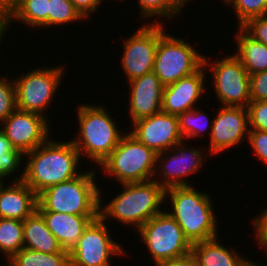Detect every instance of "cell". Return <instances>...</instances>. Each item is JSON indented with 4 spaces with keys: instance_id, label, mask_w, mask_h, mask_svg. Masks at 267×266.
Here are the masks:
<instances>
[{
    "instance_id": "1",
    "label": "cell",
    "mask_w": 267,
    "mask_h": 266,
    "mask_svg": "<svg viewBox=\"0 0 267 266\" xmlns=\"http://www.w3.org/2000/svg\"><path fill=\"white\" fill-rule=\"evenodd\" d=\"M26 163L18 177L37 195L45 189L80 175L78 170L81 156L75 145L69 141H56L49 138L31 152L24 154ZM28 159V160H27Z\"/></svg>"
},
{
    "instance_id": "2",
    "label": "cell",
    "mask_w": 267,
    "mask_h": 266,
    "mask_svg": "<svg viewBox=\"0 0 267 266\" xmlns=\"http://www.w3.org/2000/svg\"><path fill=\"white\" fill-rule=\"evenodd\" d=\"M124 189L105 206L100 189L99 216L104 220H117L122 225L139 229L149 219L161 213L165 203V190L155 181L120 184ZM111 218V219H110Z\"/></svg>"
},
{
    "instance_id": "3",
    "label": "cell",
    "mask_w": 267,
    "mask_h": 266,
    "mask_svg": "<svg viewBox=\"0 0 267 266\" xmlns=\"http://www.w3.org/2000/svg\"><path fill=\"white\" fill-rule=\"evenodd\" d=\"M211 197L208 193L196 190L193 185L165 190V202L170 200L172 206V208L169 206L168 213L181 227L184 236L191 244L210 240L219 235L218 220Z\"/></svg>"
},
{
    "instance_id": "4",
    "label": "cell",
    "mask_w": 267,
    "mask_h": 266,
    "mask_svg": "<svg viewBox=\"0 0 267 266\" xmlns=\"http://www.w3.org/2000/svg\"><path fill=\"white\" fill-rule=\"evenodd\" d=\"M76 108L79 134L71 139L80 156L100 166L124 135L103 105L80 104Z\"/></svg>"
},
{
    "instance_id": "5",
    "label": "cell",
    "mask_w": 267,
    "mask_h": 266,
    "mask_svg": "<svg viewBox=\"0 0 267 266\" xmlns=\"http://www.w3.org/2000/svg\"><path fill=\"white\" fill-rule=\"evenodd\" d=\"M83 172L42 191L38 195L37 211L99 215L100 187L95 182V172L98 171L92 169Z\"/></svg>"
},
{
    "instance_id": "6",
    "label": "cell",
    "mask_w": 267,
    "mask_h": 266,
    "mask_svg": "<svg viewBox=\"0 0 267 266\" xmlns=\"http://www.w3.org/2000/svg\"><path fill=\"white\" fill-rule=\"evenodd\" d=\"M156 157L152 149L130 132H125L118 145L99 166L104 174L120 184L153 180Z\"/></svg>"
},
{
    "instance_id": "7",
    "label": "cell",
    "mask_w": 267,
    "mask_h": 266,
    "mask_svg": "<svg viewBox=\"0 0 267 266\" xmlns=\"http://www.w3.org/2000/svg\"><path fill=\"white\" fill-rule=\"evenodd\" d=\"M203 57L191 43L166 33L165 25L159 23V41L153 72L164 87L195 73L203 65Z\"/></svg>"
},
{
    "instance_id": "8",
    "label": "cell",
    "mask_w": 267,
    "mask_h": 266,
    "mask_svg": "<svg viewBox=\"0 0 267 266\" xmlns=\"http://www.w3.org/2000/svg\"><path fill=\"white\" fill-rule=\"evenodd\" d=\"M143 245L150 252L155 266L165 260L191 252V243L181 227L164 209L138 229Z\"/></svg>"
},
{
    "instance_id": "9",
    "label": "cell",
    "mask_w": 267,
    "mask_h": 266,
    "mask_svg": "<svg viewBox=\"0 0 267 266\" xmlns=\"http://www.w3.org/2000/svg\"><path fill=\"white\" fill-rule=\"evenodd\" d=\"M64 67H40L14 78L16 108L44 116L62 85Z\"/></svg>"
},
{
    "instance_id": "10",
    "label": "cell",
    "mask_w": 267,
    "mask_h": 266,
    "mask_svg": "<svg viewBox=\"0 0 267 266\" xmlns=\"http://www.w3.org/2000/svg\"><path fill=\"white\" fill-rule=\"evenodd\" d=\"M231 55V56H230ZM210 62L205 55L203 65L210 71L216 99L222 106L246 107L250 103V76L233 54ZM209 68V69H207Z\"/></svg>"
},
{
    "instance_id": "11",
    "label": "cell",
    "mask_w": 267,
    "mask_h": 266,
    "mask_svg": "<svg viewBox=\"0 0 267 266\" xmlns=\"http://www.w3.org/2000/svg\"><path fill=\"white\" fill-rule=\"evenodd\" d=\"M108 229L100 216L93 220L69 251L70 266H111L113 256L125 255L122 245L114 242Z\"/></svg>"
},
{
    "instance_id": "12",
    "label": "cell",
    "mask_w": 267,
    "mask_h": 266,
    "mask_svg": "<svg viewBox=\"0 0 267 266\" xmlns=\"http://www.w3.org/2000/svg\"><path fill=\"white\" fill-rule=\"evenodd\" d=\"M184 144L186 141L183 140L172 149L157 154L153 180L164 190L172 187L192 186L186 178L203 168V159H205L202 154L203 150Z\"/></svg>"
},
{
    "instance_id": "13",
    "label": "cell",
    "mask_w": 267,
    "mask_h": 266,
    "mask_svg": "<svg viewBox=\"0 0 267 266\" xmlns=\"http://www.w3.org/2000/svg\"><path fill=\"white\" fill-rule=\"evenodd\" d=\"M48 117L39 113L15 109L0 123V130L22 157L45 143L52 132Z\"/></svg>"
},
{
    "instance_id": "14",
    "label": "cell",
    "mask_w": 267,
    "mask_h": 266,
    "mask_svg": "<svg viewBox=\"0 0 267 266\" xmlns=\"http://www.w3.org/2000/svg\"><path fill=\"white\" fill-rule=\"evenodd\" d=\"M150 22H146V25L143 24L134 34L123 40L120 62L127 82L153 71L159 41V23H153L152 20Z\"/></svg>"
},
{
    "instance_id": "15",
    "label": "cell",
    "mask_w": 267,
    "mask_h": 266,
    "mask_svg": "<svg viewBox=\"0 0 267 266\" xmlns=\"http://www.w3.org/2000/svg\"><path fill=\"white\" fill-rule=\"evenodd\" d=\"M216 114L212 122L210 137H208L210 138L209 152L212 155L241 145L242 140L248 138L249 131L246 107L221 106Z\"/></svg>"
},
{
    "instance_id": "16",
    "label": "cell",
    "mask_w": 267,
    "mask_h": 266,
    "mask_svg": "<svg viewBox=\"0 0 267 266\" xmlns=\"http://www.w3.org/2000/svg\"><path fill=\"white\" fill-rule=\"evenodd\" d=\"M132 124L129 132L157 154L183 141L177 115L161 111Z\"/></svg>"
},
{
    "instance_id": "17",
    "label": "cell",
    "mask_w": 267,
    "mask_h": 266,
    "mask_svg": "<svg viewBox=\"0 0 267 266\" xmlns=\"http://www.w3.org/2000/svg\"><path fill=\"white\" fill-rule=\"evenodd\" d=\"M206 68L202 65L195 73L182 77L177 82L165 86L162 92L161 111L179 115L192 110L206 92ZM196 104V105H195Z\"/></svg>"
},
{
    "instance_id": "18",
    "label": "cell",
    "mask_w": 267,
    "mask_h": 266,
    "mask_svg": "<svg viewBox=\"0 0 267 266\" xmlns=\"http://www.w3.org/2000/svg\"><path fill=\"white\" fill-rule=\"evenodd\" d=\"M128 84L130 88L128 115L131 117V123L161 112L164 86L153 71L134 78Z\"/></svg>"
},
{
    "instance_id": "19",
    "label": "cell",
    "mask_w": 267,
    "mask_h": 266,
    "mask_svg": "<svg viewBox=\"0 0 267 266\" xmlns=\"http://www.w3.org/2000/svg\"><path fill=\"white\" fill-rule=\"evenodd\" d=\"M0 188V218L24 221L38 206V195L19 177Z\"/></svg>"
},
{
    "instance_id": "20",
    "label": "cell",
    "mask_w": 267,
    "mask_h": 266,
    "mask_svg": "<svg viewBox=\"0 0 267 266\" xmlns=\"http://www.w3.org/2000/svg\"><path fill=\"white\" fill-rule=\"evenodd\" d=\"M48 227L57 238L61 247L70 251L82 236L87 226L99 215H72L51 211H38Z\"/></svg>"
},
{
    "instance_id": "21",
    "label": "cell",
    "mask_w": 267,
    "mask_h": 266,
    "mask_svg": "<svg viewBox=\"0 0 267 266\" xmlns=\"http://www.w3.org/2000/svg\"><path fill=\"white\" fill-rule=\"evenodd\" d=\"M218 239L192 243L191 253L198 266H242L247 261L246 256L239 254L234 247L226 248Z\"/></svg>"
},
{
    "instance_id": "22",
    "label": "cell",
    "mask_w": 267,
    "mask_h": 266,
    "mask_svg": "<svg viewBox=\"0 0 267 266\" xmlns=\"http://www.w3.org/2000/svg\"><path fill=\"white\" fill-rule=\"evenodd\" d=\"M23 247L44 253H58L63 250L37 210L23 221Z\"/></svg>"
},
{
    "instance_id": "23",
    "label": "cell",
    "mask_w": 267,
    "mask_h": 266,
    "mask_svg": "<svg viewBox=\"0 0 267 266\" xmlns=\"http://www.w3.org/2000/svg\"><path fill=\"white\" fill-rule=\"evenodd\" d=\"M235 35L237 44L234 55L242 62L250 75L267 70V45L254 40L241 27Z\"/></svg>"
},
{
    "instance_id": "24",
    "label": "cell",
    "mask_w": 267,
    "mask_h": 266,
    "mask_svg": "<svg viewBox=\"0 0 267 266\" xmlns=\"http://www.w3.org/2000/svg\"><path fill=\"white\" fill-rule=\"evenodd\" d=\"M48 7L49 0H16L7 12L9 24L19 21L31 29H48Z\"/></svg>"
},
{
    "instance_id": "25",
    "label": "cell",
    "mask_w": 267,
    "mask_h": 266,
    "mask_svg": "<svg viewBox=\"0 0 267 266\" xmlns=\"http://www.w3.org/2000/svg\"><path fill=\"white\" fill-rule=\"evenodd\" d=\"M6 266H70L69 252L44 253L22 248L14 254Z\"/></svg>"
},
{
    "instance_id": "26",
    "label": "cell",
    "mask_w": 267,
    "mask_h": 266,
    "mask_svg": "<svg viewBox=\"0 0 267 266\" xmlns=\"http://www.w3.org/2000/svg\"><path fill=\"white\" fill-rule=\"evenodd\" d=\"M190 0H138V5L140 6V17L142 19L146 18L153 19V23H163L160 18L172 20L178 14L183 13L182 9L189 3ZM192 1V0H191ZM186 4V5H185ZM160 20V21H159Z\"/></svg>"
},
{
    "instance_id": "27",
    "label": "cell",
    "mask_w": 267,
    "mask_h": 266,
    "mask_svg": "<svg viewBox=\"0 0 267 266\" xmlns=\"http://www.w3.org/2000/svg\"><path fill=\"white\" fill-rule=\"evenodd\" d=\"M23 248V221L0 218V252L8 261Z\"/></svg>"
},
{
    "instance_id": "28",
    "label": "cell",
    "mask_w": 267,
    "mask_h": 266,
    "mask_svg": "<svg viewBox=\"0 0 267 266\" xmlns=\"http://www.w3.org/2000/svg\"><path fill=\"white\" fill-rule=\"evenodd\" d=\"M208 113H204L200 108L185 111L178 115L179 129L183 140L198 138L204 135L209 129L208 135L211 134L213 120L210 121ZM204 133V134H203Z\"/></svg>"
},
{
    "instance_id": "29",
    "label": "cell",
    "mask_w": 267,
    "mask_h": 266,
    "mask_svg": "<svg viewBox=\"0 0 267 266\" xmlns=\"http://www.w3.org/2000/svg\"><path fill=\"white\" fill-rule=\"evenodd\" d=\"M83 20L85 21L70 0H49L48 29Z\"/></svg>"
},
{
    "instance_id": "30",
    "label": "cell",
    "mask_w": 267,
    "mask_h": 266,
    "mask_svg": "<svg viewBox=\"0 0 267 266\" xmlns=\"http://www.w3.org/2000/svg\"><path fill=\"white\" fill-rule=\"evenodd\" d=\"M226 5H232L235 16L238 18V27L249 19L267 15V0H227Z\"/></svg>"
},
{
    "instance_id": "31",
    "label": "cell",
    "mask_w": 267,
    "mask_h": 266,
    "mask_svg": "<svg viewBox=\"0 0 267 266\" xmlns=\"http://www.w3.org/2000/svg\"><path fill=\"white\" fill-rule=\"evenodd\" d=\"M22 162L21 156L14 150L10 141L0 130V178L5 179L19 172Z\"/></svg>"
},
{
    "instance_id": "32",
    "label": "cell",
    "mask_w": 267,
    "mask_h": 266,
    "mask_svg": "<svg viewBox=\"0 0 267 266\" xmlns=\"http://www.w3.org/2000/svg\"><path fill=\"white\" fill-rule=\"evenodd\" d=\"M0 76V123L16 109L14 80Z\"/></svg>"
},
{
    "instance_id": "33",
    "label": "cell",
    "mask_w": 267,
    "mask_h": 266,
    "mask_svg": "<svg viewBox=\"0 0 267 266\" xmlns=\"http://www.w3.org/2000/svg\"><path fill=\"white\" fill-rule=\"evenodd\" d=\"M247 110L249 129L267 131V100L250 101Z\"/></svg>"
},
{
    "instance_id": "34",
    "label": "cell",
    "mask_w": 267,
    "mask_h": 266,
    "mask_svg": "<svg viewBox=\"0 0 267 266\" xmlns=\"http://www.w3.org/2000/svg\"><path fill=\"white\" fill-rule=\"evenodd\" d=\"M247 140L259 161L267 166V131L249 129Z\"/></svg>"
},
{
    "instance_id": "35",
    "label": "cell",
    "mask_w": 267,
    "mask_h": 266,
    "mask_svg": "<svg viewBox=\"0 0 267 266\" xmlns=\"http://www.w3.org/2000/svg\"><path fill=\"white\" fill-rule=\"evenodd\" d=\"M241 28L254 40L267 45V15L251 18Z\"/></svg>"
},
{
    "instance_id": "36",
    "label": "cell",
    "mask_w": 267,
    "mask_h": 266,
    "mask_svg": "<svg viewBox=\"0 0 267 266\" xmlns=\"http://www.w3.org/2000/svg\"><path fill=\"white\" fill-rule=\"evenodd\" d=\"M250 99L267 100V70L250 75Z\"/></svg>"
},
{
    "instance_id": "37",
    "label": "cell",
    "mask_w": 267,
    "mask_h": 266,
    "mask_svg": "<svg viewBox=\"0 0 267 266\" xmlns=\"http://www.w3.org/2000/svg\"><path fill=\"white\" fill-rule=\"evenodd\" d=\"M253 227L255 228L254 238L259 248L264 249L267 253V207L262 209L261 214L253 218ZM267 255V254H266Z\"/></svg>"
},
{
    "instance_id": "38",
    "label": "cell",
    "mask_w": 267,
    "mask_h": 266,
    "mask_svg": "<svg viewBox=\"0 0 267 266\" xmlns=\"http://www.w3.org/2000/svg\"><path fill=\"white\" fill-rule=\"evenodd\" d=\"M75 9L81 14V16L87 20V18L90 17V15L96 13L98 11V8L101 7L100 0H70Z\"/></svg>"
},
{
    "instance_id": "39",
    "label": "cell",
    "mask_w": 267,
    "mask_h": 266,
    "mask_svg": "<svg viewBox=\"0 0 267 266\" xmlns=\"http://www.w3.org/2000/svg\"><path fill=\"white\" fill-rule=\"evenodd\" d=\"M156 266H198V264L192 253L189 252L184 256L162 261Z\"/></svg>"
},
{
    "instance_id": "40",
    "label": "cell",
    "mask_w": 267,
    "mask_h": 266,
    "mask_svg": "<svg viewBox=\"0 0 267 266\" xmlns=\"http://www.w3.org/2000/svg\"><path fill=\"white\" fill-rule=\"evenodd\" d=\"M10 26L12 25L9 24L8 17L5 20L0 21V47H2L1 41H3V37L6 35L5 33L8 32Z\"/></svg>"
},
{
    "instance_id": "41",
    "label": "cell",
    "mask_w": 267,
    "mask_h": 266,
    "mask_svg": "<svg viewBox=\"0 0 267 266\" xmlns=\"http://www.w3.org/2000/svg\"><path fill=\"white\" fill-rule=\"evenodd\" d=\"M16 0H0V6L8 12L15 4Z\"/></svg>"
},
{
    "instance_id": "42",
    "label": "cell",
    "mask_w": 267,
    "mask_h": 266,
    "mask_svg": "<svg viewBox=\"0 0 267 266\" xmlns=\"http://www.w3.org/2000/svg\"><path fill=\"white\" fill-rule=\"evenodd\" d=\"M242 266H263V263L259 265L258 263H255L252 260L247 259V261Z\"/></svg>"
},
{
    "instance_id": "43",
    "label": "cell",
    "mask_w": 267,
    "mask_h": 266,
    "mask_svg": "<svg viewBox=\"0 0 267 266\" xmlns=\"http://www.w3.org/2000/svg\"><path fill=\"white\" fill-rule=\"evenodd\" d=\"M7 18V12L0 6V21Z\"/></svg>"
},
{
    "instance_id": "44",
    "label": "cell",
    "mask_w": 267,
    "mask_h": 266,
    "mask_svg": "<svg viewBox=\"0 0 267 266\" xmlns=\"http://www.w3.org/2000/svg\"><path fill=\"white\" fill-rule=\"evenodd\" d=\"M3 184H5V181H4V179L0 178V188H1V186H2Z\"/></svg>"
}]
</instances>
